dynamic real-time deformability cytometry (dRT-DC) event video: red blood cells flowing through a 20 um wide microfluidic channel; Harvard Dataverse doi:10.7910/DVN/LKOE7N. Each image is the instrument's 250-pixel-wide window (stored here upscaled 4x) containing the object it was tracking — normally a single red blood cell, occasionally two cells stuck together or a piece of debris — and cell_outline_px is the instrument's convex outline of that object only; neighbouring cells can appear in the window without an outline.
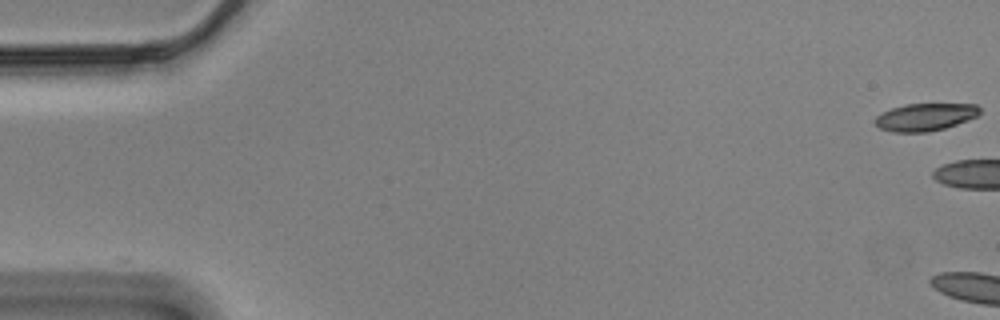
{"species": "Egyptian fruit bat (a non-hibernating species)", "species_latin": "Rousettus aegyptiacus", "temperature_condition": "cold", "stored_images_in_passage": 4, "camera_frame_rate_fps": 3000, "um_per_image_px": 0.085, "animal": {"sex": "male"}, "frame": {"image": 1, "passage_image": 1, "time_ms": 0.0, "image_size_px": [1000, 320], "cell_outline_px": [[980, 112], [976, 116], [968, 120], [944, 128], [928, 132], [892, 132], [880, 128], [872, 120], [880, 112], [904, 104], [976, 104], [980, 108]], "centroid_in_image_um": [78.59, 9.94], "position_along_channel_um": 6.4, "area_um2": 16.82}}